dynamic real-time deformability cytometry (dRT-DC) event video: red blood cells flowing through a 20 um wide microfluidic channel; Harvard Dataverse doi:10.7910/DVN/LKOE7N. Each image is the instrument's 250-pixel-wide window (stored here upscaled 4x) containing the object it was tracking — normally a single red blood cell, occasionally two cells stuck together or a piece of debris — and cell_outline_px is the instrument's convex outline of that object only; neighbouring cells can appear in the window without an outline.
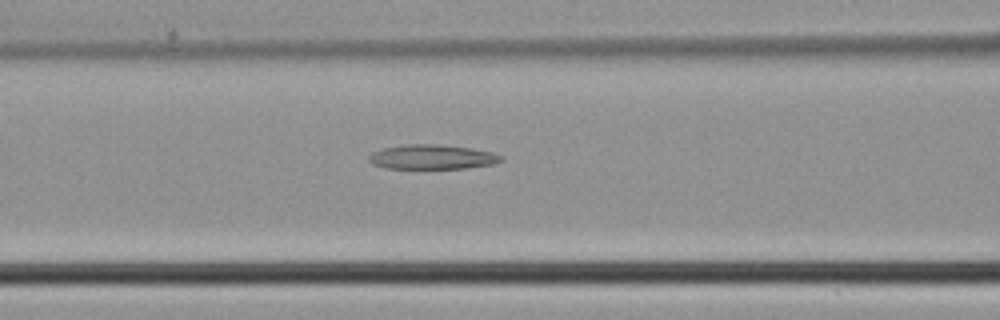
{"species": "common noctule bat (a hibernating species)", "species_latin": "Nyctalus noctula", "temperature_condition": "cold", "stored_images_in_passage": 45, "camera_frame_rate_fps": 3000, "um_per_image_px": 0.085, "animal": {"sex": "male", "body_mass_g": 21.5, "forearm_length_mm": 52.0}, "frame": {"image": 1, "passage_image": 19, "time_ms": 6.0, "image_size_px": [1000, 320], "cell_outline_px": [[504, 160], [496, 164], [464, 168], [384, 168], [372, 164], [368, 160], [368, 156], [372, 152], [384, 148], [404, 144], [440, 144], [472, 148], [492, 152], [504, 156]], "centroid_in_image_um": [36.76, 13.34], "position_along_channel_um": 129.8, "area_um2": 19.13}}
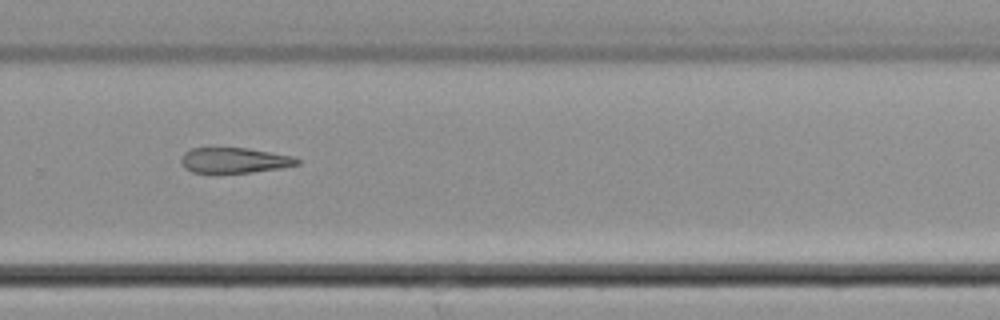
{"frame": {"image": 2, "passage_image": 31, "time_ms": 10.0, "image_size_px": [1000, 320], "cell_outline_px": [[300, 164], [280, 168], [252, 172], [192, 172], [184, 168], [180, 160], [180, 156], [184, 152], [192, 148], [248, 148], [292, 156], [300, 160]], "centroid_in_image_um": [19.9, 13.62], "position_along_channel_um": 309.9, "area_um2": 17.05}}
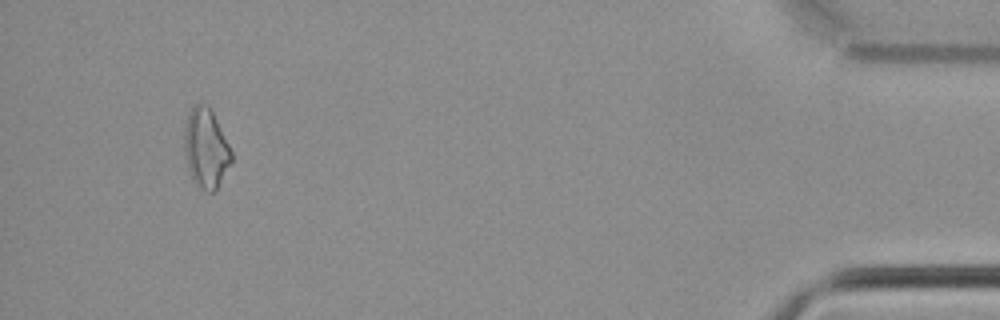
{"frame": {"image": 3, "passage_image": 43, "time_ms": 14.0, "image_size_px": [1000, 320], "cell_outline_px": [[232, 160], [216, 188], [212, 192], [204, 192], [192, 180], [188, 168], [184, 152], [184, 128], [188, 112], [196, 104], [208, 104], [232, 152]], "centroid_in_image_um": [17.47, 12.61], "position_along_channel_um": 417.7, "area_um2": 21.56}}